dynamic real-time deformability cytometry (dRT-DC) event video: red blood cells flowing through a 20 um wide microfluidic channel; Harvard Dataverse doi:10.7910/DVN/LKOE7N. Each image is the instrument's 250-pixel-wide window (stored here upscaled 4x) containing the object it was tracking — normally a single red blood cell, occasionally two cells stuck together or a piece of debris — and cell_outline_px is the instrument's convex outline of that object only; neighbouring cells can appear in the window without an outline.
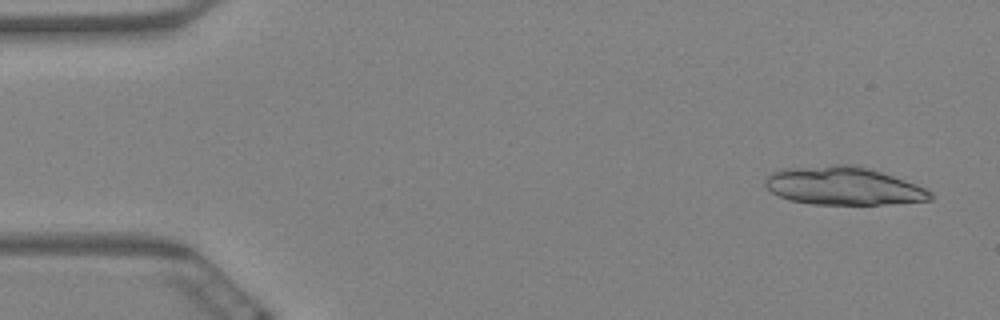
{"species": "Egyptian fruit bat (a non-hibernating species)", "species_latin": "Rousettus aegyptiacus", "temperature_condition": "warm", "stored_images_in_passage": 6, "camera_frame_rate_fps": 3000, "um_per_image_px": 0.085, "animal": {"sex": "female"}, "frame": {"image": 1, "passage_image": 1, "time_ms": 0.0, "image_size_px": [1000, 320], "cell_outline_px": [[932, 200], [884, 204], [812, 204], [788, 200], [772, 192], [764, 184], [764, 180], [772, 172], [784, 168], [832, 164], [860, 164], [904, 180], [924, 188], [932, 192]], "centroid_in_image_um": [71.66, 15.78], "position_along_channel_um": 13.3, "area_um2": 36.82}}
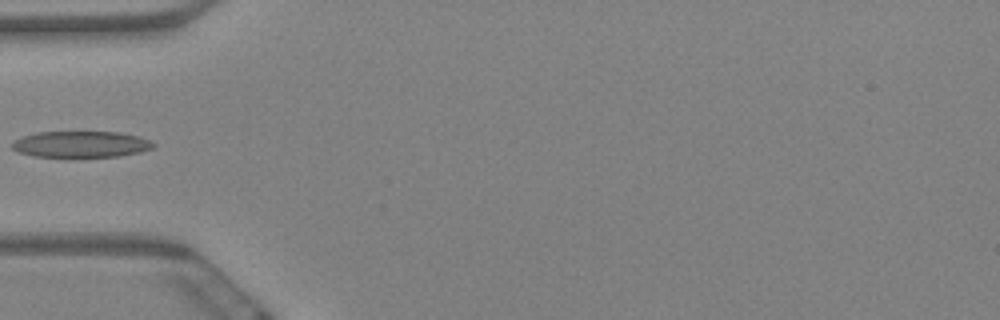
{"frame": {"image": 2, "passage_image": 6, "time_ms": 1.667, "image_size_px": [1000, 320], "cell_outline_px": [[156, 144], [152, 148], [140, 152], [120, 156], [72, 160], [36, 156], [20, 152], [12, 148], [12, 144], [16, 140], [24, 136], [36, 132], [120, 132], [140, 136]], "centroid_in_image_um": [6.91, 12.31], "position_along_channel_um": 78.1, "area_um2": 22.48}}